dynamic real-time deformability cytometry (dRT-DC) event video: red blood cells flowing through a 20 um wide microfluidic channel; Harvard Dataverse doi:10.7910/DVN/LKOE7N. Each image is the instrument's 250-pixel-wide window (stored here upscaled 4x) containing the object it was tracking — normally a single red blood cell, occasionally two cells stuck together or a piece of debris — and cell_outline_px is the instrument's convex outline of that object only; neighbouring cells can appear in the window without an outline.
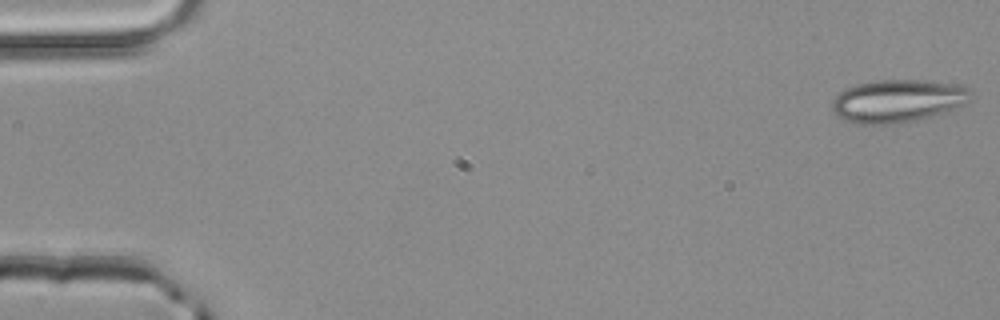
{"species": "common noctule bat (a hibernating species)", "species_latin": "Nyctalus noctula", "temperature_condition": "room temperature", "stored_images_in_passage": 5, "segment_of_instrument_passage": [1, 2], "camera_frame_rate_fps": 3000, "um_per_image_px": 0.085, "animal": {"sex": "male", "body_mass_g": 20.4}, "frame": {"image": 1, "passage_image": 1, "time_ms": 0.0, "image_size_px": [1000, 320], "cell_outline_px": [[972, 92], [964, 104], [944, 112], [916, 120], [892, 124], [856, 124], [844, 120], [836, 116], [832, 108], [832, 100], [844, 88], [856, 84], [872, 80], [924, 80], [960, 84], [972, 88]], "centroid_in_image_um": [76.28, 8.56], "position_along_channel_um": 8.7, "area_um2": 34.85}}
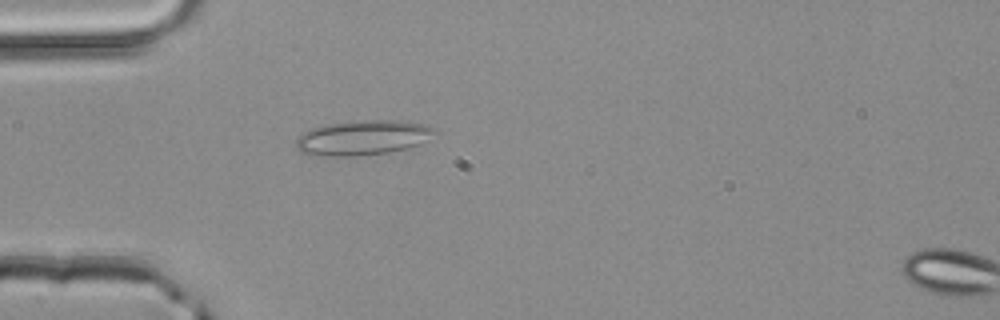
{"frame": {"image": 2, "passage_image": 4, "time_ms": 1.0, "image_size_px": [1000, 320], "cell_outline_px": [[436, 132], [420, 144], [408, 148], [388, 152], [356, 156], [312, 156], [300, 152], [296, 148], [296, 136], [312, 128], [328, 124], [360, 120], [404, 120], [424, 124], [436, 128]], "centroid_in_image_um": [30.81, 11.7], "position_along_channel_um": 54.2, "area_um2": 28.44}}